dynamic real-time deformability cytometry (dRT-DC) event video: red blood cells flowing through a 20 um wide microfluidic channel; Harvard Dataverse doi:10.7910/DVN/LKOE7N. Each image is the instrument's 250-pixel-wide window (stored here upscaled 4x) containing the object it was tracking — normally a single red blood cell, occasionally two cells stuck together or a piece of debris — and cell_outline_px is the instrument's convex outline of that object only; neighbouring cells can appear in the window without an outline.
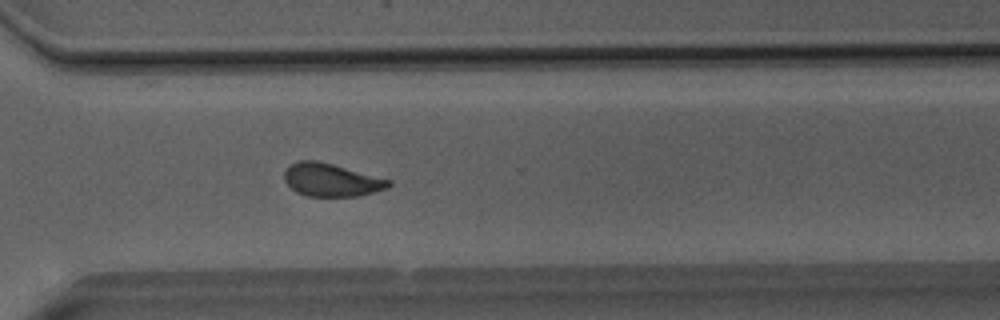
{"species": "Egyptian fruit bat (a non-hibernating species)", "species_latin": "Rousettus aegyptiacus", "temperature_condition": "room temperature", "stored_images_in_passage": 52, "camera_frame_rate_fps": 3000, "um_per_image_px": 0.085, "animal": {"sex": "male"}, "frame": {"image": 1, "passage_image": 38, "time_ms": 12.333, "image_size_px": [1000, 320], "cell_outline_px": [[392, 184], [388, 188], [356, 196], [308, 196], [296, 192], [284, 180], [284, 172], [288, 164], [300, 160], [316, 160], [332, 164], [392, 180]], "centroid_in_image_um": [28.14, 15.28], "position_along_channel_um": 342.5, "area_um2": 20.0}}
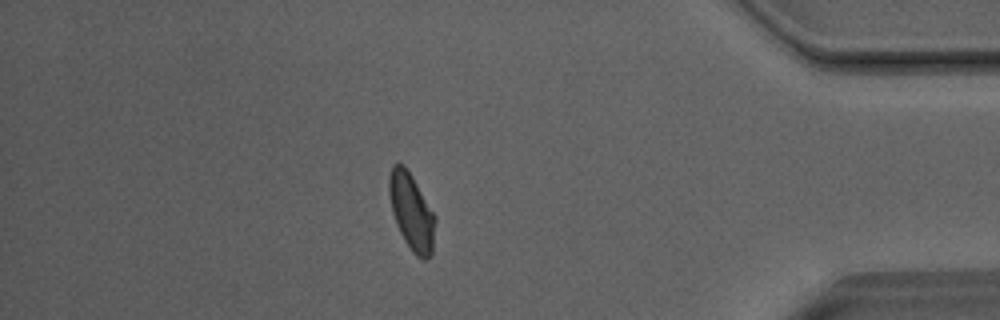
{"frame": {"image": 2, "passage_image": 45, "time_ms": 14.667, "image_size_px": [1000, 320], "cell_outline_px": [[436, 220], [432, 252], [428, 260], [424, 260], [416, 256], [412, 252], [404, 240], [396, 224], [392, 212], [388, 192], [388, 176], [392, 164], [396, 160], [404, 164], [412, 176], [436, 216]], "centroid_in_image_um": [34.96, 17.97], "position_along_channel_um": 400.2, "area_um2": 20.98}}
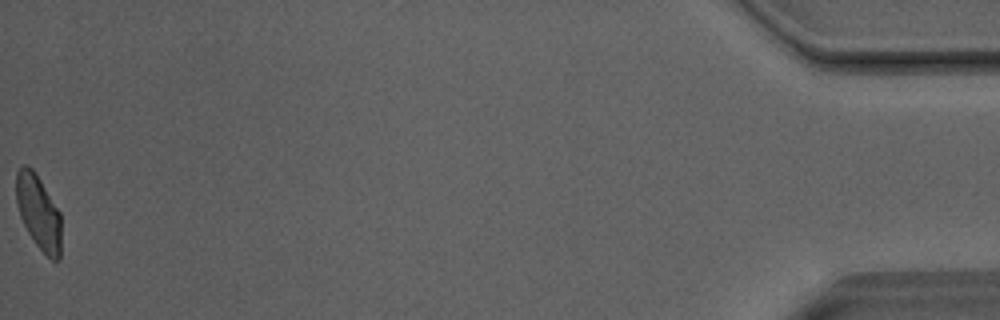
{"frame": {"image": 3, "passage_image": 52, "time_ms": 17.0, "image_size_px": [1000, 320], "cell_outline_px": [[60, 260], [52, 260], [36, 244], [28, 232], [20, 216], [16, 200], [16, 172], [24, 164], [32, 168], [36, 172], [60, 212]], "centroid_in_image_um": [3.27, 18.0], "position_along_channel_um": 431.9, "area_um2": 19.36}, "authors_computed_cell_mechanics": {"area_um2": 20.8658, "velocity_mm_per_s": 4.0547, "shape_relaxation_time_tau1_ms": 3.7362, "shape_relaxation_time_tau2_ms": 1.9539, "deformation_change_tau1": 0.1191, "deformation_change_tau2": 0.0823}}